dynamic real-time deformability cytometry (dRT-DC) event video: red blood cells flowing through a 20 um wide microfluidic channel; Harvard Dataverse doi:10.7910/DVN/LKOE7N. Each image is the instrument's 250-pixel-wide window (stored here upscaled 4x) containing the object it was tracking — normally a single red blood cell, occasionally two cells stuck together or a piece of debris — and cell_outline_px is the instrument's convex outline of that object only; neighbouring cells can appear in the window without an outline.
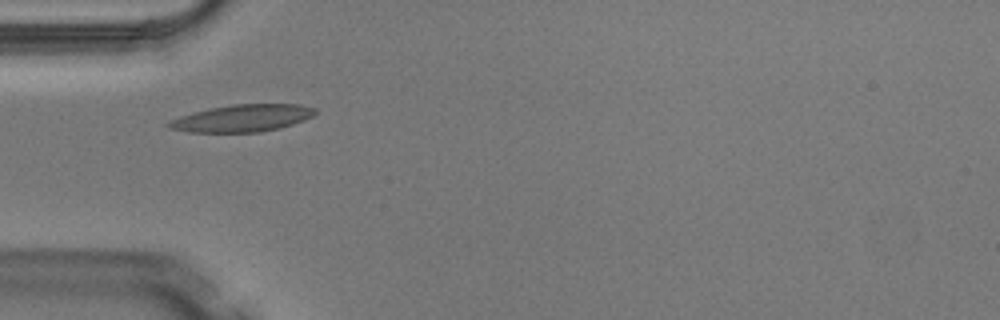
{"species": "Egyptian fruit bat (a non-hibernating species)", "species_latin": "Rousettus aegyptiacus", "temperature_condition": "warm", "stored_images_in_passage": 3, "camera_frame_rate_fps": 3000, "um_per_image_px": 0.085, "animal": {"sex": "male"}, "frame": {"image": 1, "passage_image": 3, "time_ms": 0.667, "image_size_px": [1000, 320], "cell_outline_px": [[316, 112], [312, 116], [304, 120], [280, 128], [260, 132], [188, 132], [168, 128], [164, 124], [168, 120], [192, 112], [232, 104], [300, 104], [316, 108]], "centroid_in_image_um": [20.56, 10.04], "position_along_channel_um": 64.4, "area_um2": 23.29}}